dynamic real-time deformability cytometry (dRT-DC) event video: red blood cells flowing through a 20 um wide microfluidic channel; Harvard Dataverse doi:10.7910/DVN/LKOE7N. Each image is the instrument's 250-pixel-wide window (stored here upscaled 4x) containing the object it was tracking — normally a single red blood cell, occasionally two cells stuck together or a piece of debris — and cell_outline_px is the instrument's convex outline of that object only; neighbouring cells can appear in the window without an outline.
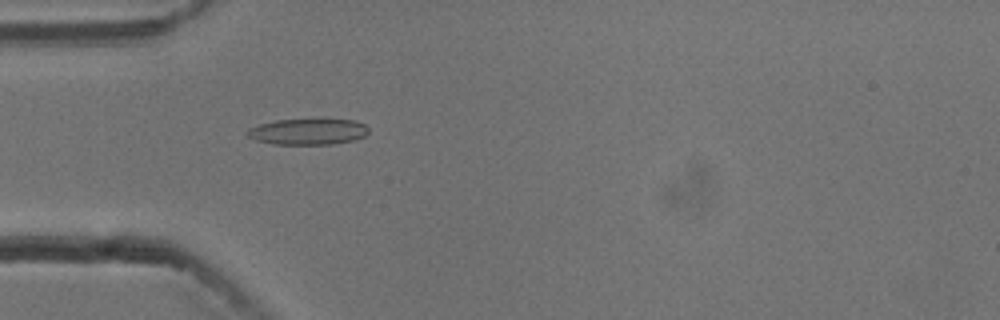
{"species": "common noctule bat (a hibernating species)", "species_latin": "Nyctalus noctula", "temperature_condition": "cold", "stored_images_in_passage": 22, "camera_frame_rate_fps": 3000, "um_per_image_px": 0.085, "animal": {"sex": "male", "body_mass_g": 13.3}, "frame": {"image": 1, "passage_image": 2, "time_ms": 0.333, "image_size_px": [1000, 320], "cell_outline_px": [[368, 132], [364, 136], [356, 140], [332, 144], [272, 144], [256, 140], [248, 136], [244, 132], [248, 128], [260, 124], [276, 120], [320, 116], [356, 120], [364, 124], [368, 128]], "centroid_in_image_um": [26.21, 11.13], "position_along_channel_um": 58.8, "area_um2": 19.48}}
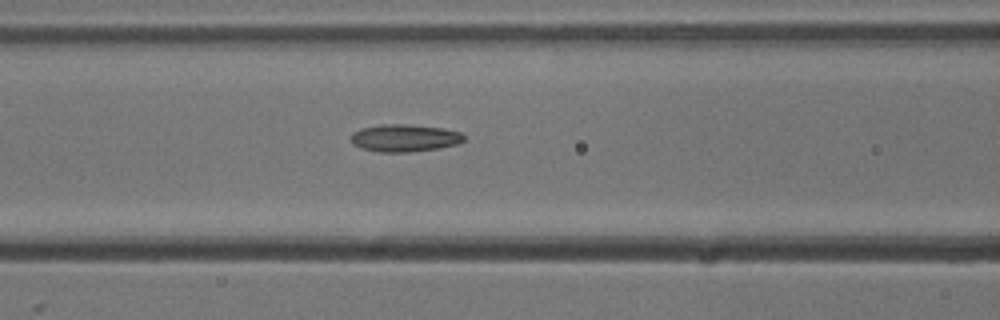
{"frame": {"image": 2, "passage_image": 8, "time_ms": 2.333, "image_size_px": [1000, 320], "cell_outline_px": [[464, 140], [456, 144], [440, 148], [408, 152], [380, 152], [360, 148], [352, 144], [352, 132], [360, 128], [380, 124], [404, 124], [444, 128], [460, 132], [464, 136]], "centroid_in_image_um": [34.36, 11.72], "position_along_channel_um": 132.2, "area_um2": 18.09}}
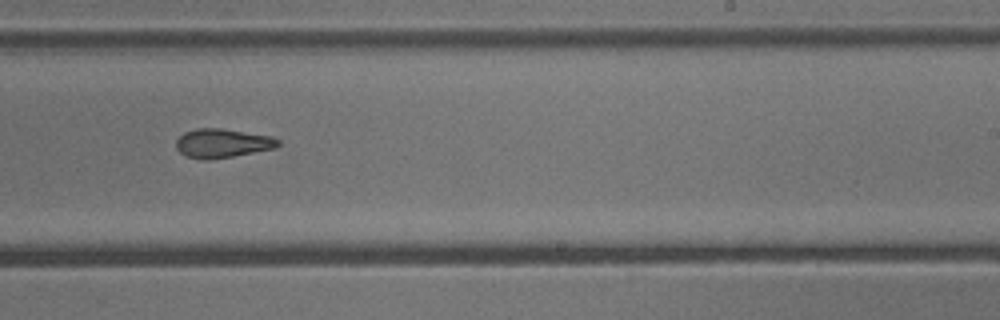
{"frame": {"image": 3, "passage_image": 19, "time_ms": 6.0, "image_size_px": [1000, 320], "cell_outline_px": [[280, 144], [276, 148], [232, 156], [208, 160], [200, 160], [184, 156], [176, 148], [176, 140], [184, 132], [196, 128], [220, 128], [272, 136], [280, 140]], "centroid_in_image_um": [18.88, 12.18], "position_along_channel_um": 270.1, "area_um2": 17.34}}